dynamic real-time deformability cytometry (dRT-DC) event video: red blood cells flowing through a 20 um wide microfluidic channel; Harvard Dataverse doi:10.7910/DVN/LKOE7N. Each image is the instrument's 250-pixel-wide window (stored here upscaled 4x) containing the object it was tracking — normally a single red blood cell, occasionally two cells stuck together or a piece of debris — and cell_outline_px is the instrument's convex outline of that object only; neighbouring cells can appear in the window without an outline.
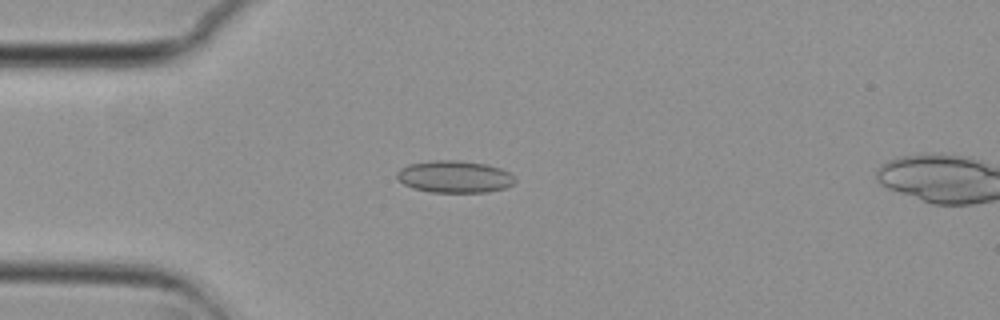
{"species": "common noctule bat (a hibernating species)", "species_latin": "Nyctalus noctula", "temperature_condition": "cold", "stored_images_in_passage": 53, "camera_frame_rate_fps": 3000, "um_per_image_px": 0.085, "animal": {"sex": "female", "body_mass_g": 29.2, "forearm_length_mm": 56.3}, "frame": {"image": 1, "passage_image": 15, "time_ms": 4.667, "image_size_px": [1000, 320], "cell_outline_px": [[516, 180], [512, 184], [504, 188], [488, 192], [432, 192], [412, 188], [404, 184], [396, 176], [396, 172], [400, 168], [408, 164], [436, 160], [460, 160], [488, 164], [500, 168], [508, 172]], "centroid_in_image_um": [38.62, 15.01], "position_along_channel_um": 46.4, "area_um2": 22.08}}
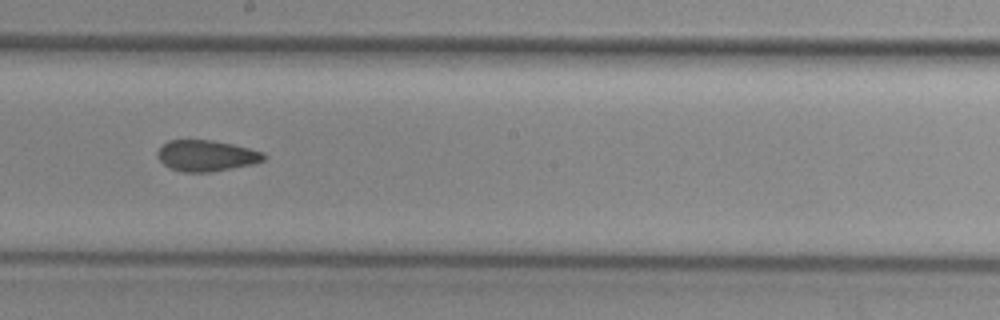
{"frame": {"image": 2, "passage_image": 31, "time_ms": 10.0, "image_size_px": [1000, 320], "cell_outline_px": [[268, 156], [264, 160], [256, 164], [212, 172], [184, 172], [172, 168], [164, 164], [160, 160], [156, 152], [168, 140], [212, 140], [232, 144], [264, 152]], "centroid_in_image_um": [17.6, 13.24], "position_along_channel_um": 230.6, "area_um2": 19.31}}
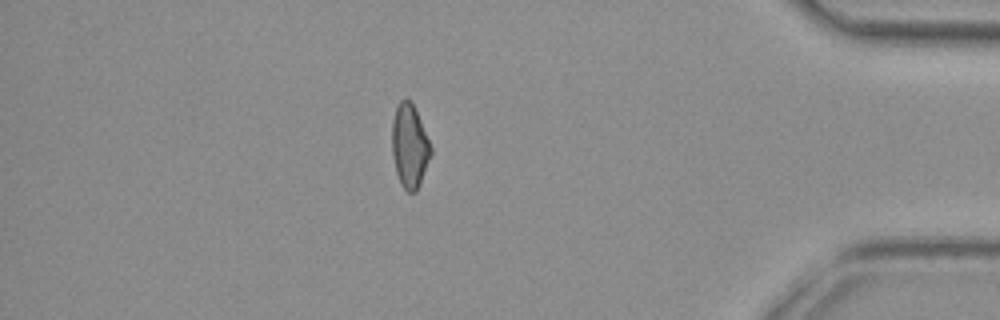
{"frame": {"image": 3, "passage_image": 48, "time_ms": 15.667, "image_size_px": [1000, 320], "cell_outline_px": [[432, 152], [420, 184], [416, 192], [408, 192], [400, 184], [396, 172], [392, 152], [392, 120], [396, 108], [400, 100], [408, 100], [412, 104], [416, 112], [432, 148]], "centroid_in_image_um": [34.8, 12.46], "position_along_channel_um": 400.4, "area_um2": 18.61}}